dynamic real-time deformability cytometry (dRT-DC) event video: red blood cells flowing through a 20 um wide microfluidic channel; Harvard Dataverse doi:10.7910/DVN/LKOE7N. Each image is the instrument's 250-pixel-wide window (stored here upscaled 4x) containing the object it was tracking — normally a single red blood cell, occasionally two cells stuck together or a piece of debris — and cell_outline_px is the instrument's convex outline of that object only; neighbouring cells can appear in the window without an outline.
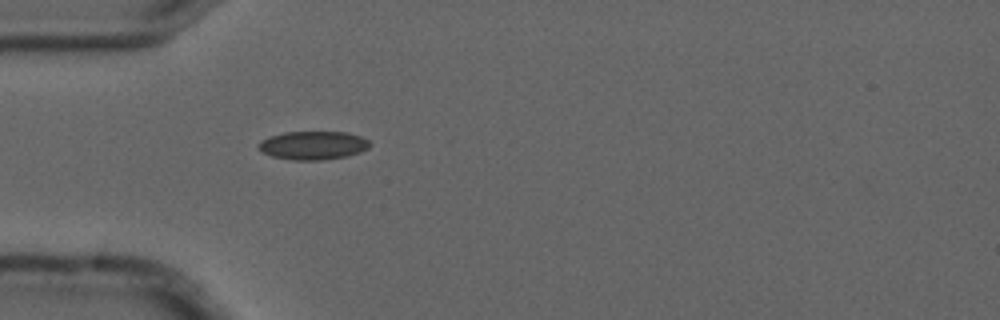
{"species": "common noctule bat (a hibernating species)", "species_latin": "Nyctalus noctula", "temperature_condition": "cold", "stored_images_in_passage": 1, "camera_frame_rate_fps": 3000, "um_per_image_px": 0.085, "animal": {"sex": "male", "forearm_length_mm": 52.5}, "frame": {"image": 1, "passage_image": 1, "time_ms": 0.0, "image_size_px": [1000, 320], "cell_outline_px": [[372, 144], [368, 148], [360, 152], [348, 156], [320, 160], [292, 160], [272, 156], [264, 152], [260, 148], [260, 144], [264, 140], [272, 136], [284, 132], [348, 132], [360, 136], [368, 140]], "centroid_in_image_um": [26.69, 12.36], "position_along_channel_um": 58.3, "area_um2": 18.21}}